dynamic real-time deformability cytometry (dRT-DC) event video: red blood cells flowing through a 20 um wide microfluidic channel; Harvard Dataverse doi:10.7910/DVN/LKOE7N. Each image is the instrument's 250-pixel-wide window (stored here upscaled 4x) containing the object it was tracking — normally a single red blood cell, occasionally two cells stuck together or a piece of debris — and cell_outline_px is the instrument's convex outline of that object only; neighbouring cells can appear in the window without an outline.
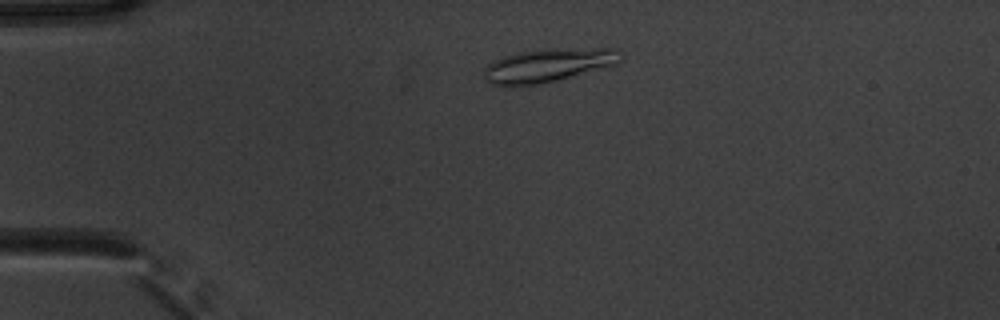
{"species": "common noctule bat (a hibernating species)", "species_latin": "Nyctalus noctula", "temperature_condition": "warm", "stored_images_in_passage": 49, "camera_frame_rate_fps": 3000, "um_per_image_px": 0.085, "animal": {"sex": "male", "body_mass_g": 20.1, "forearm_length_mm": 53.5}, "frame": {"image": 1, "passage_image": 8, "time_ms": 2.333, "image_size_px": [1000, 320], "cell_outline_px": [[624, 56], [616, 64], [556, 80], [540, 84], [520, 88], [504, 88], [492, 84], [484, 80], [484, 68], [488, 64], [504, 56], [520, 52], [544, 48], [616, 48]], "centroid_in_image_um": [46.53, 5.57], "position_along_channel_um": 38.5, "area_um2": 27.22}}
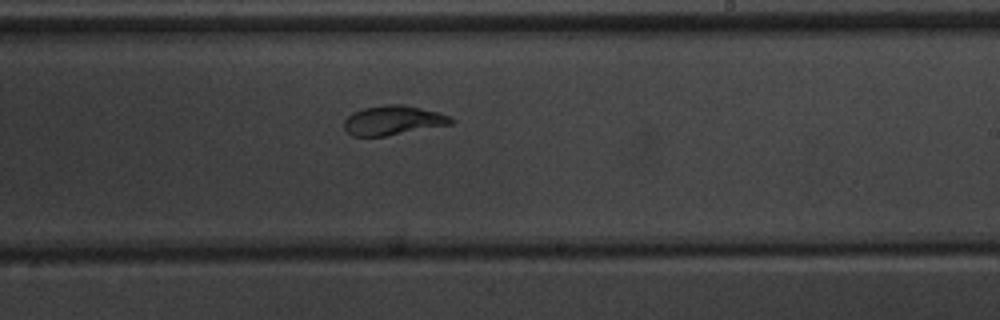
{"frame": {"image": 2, "passage_image": 28, "time_ms": 9.0, "image_size_px": [1000, 320], "cell_outline_px": [[456, 120], [452, 124], [384, 136], [352, 136], [344, 128], [344, 120], [352, 112], [364, 108], [384, 104], [404, 104], [436, 112], [448, 116]], "centroid_in_image_um": [33.39, 10.22], "position_along_channel_um": 255.6, "area_um2": 18.21}}
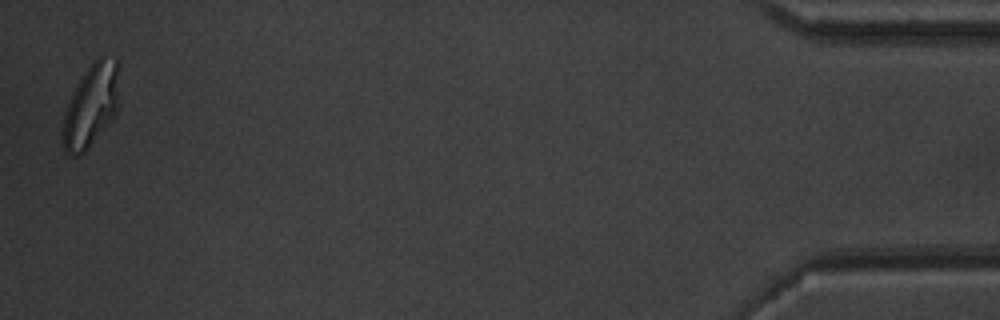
{"frame": {"image": 3, "passage_image": 48, "time_ms": 15.667, "image_size_px": [1000, 320], "cell_outline_px": [[116, 112], [84, 152], [76, 156], [68, 156], [64, 152], [60, 132], [64, 116], [68, 104], [84, 72], [100, 56], [116, 56]], "centroid_in_image_um": [7.66, 9.04], "position_along_channel_um": 427.5, "area_um2": 26.18}, "authors_computed_cell_mechanics": {"area_um2": 20.1144, "velocity_mm_per_s": 3.8348, "shape_relaxation_time_tau1_ms": 6.0716, "shape_relaxation_time_tau2_ms": 0.8431, "deformation_change_tau1": 0.1875, "deformation_change_tau2": 0.0826}}